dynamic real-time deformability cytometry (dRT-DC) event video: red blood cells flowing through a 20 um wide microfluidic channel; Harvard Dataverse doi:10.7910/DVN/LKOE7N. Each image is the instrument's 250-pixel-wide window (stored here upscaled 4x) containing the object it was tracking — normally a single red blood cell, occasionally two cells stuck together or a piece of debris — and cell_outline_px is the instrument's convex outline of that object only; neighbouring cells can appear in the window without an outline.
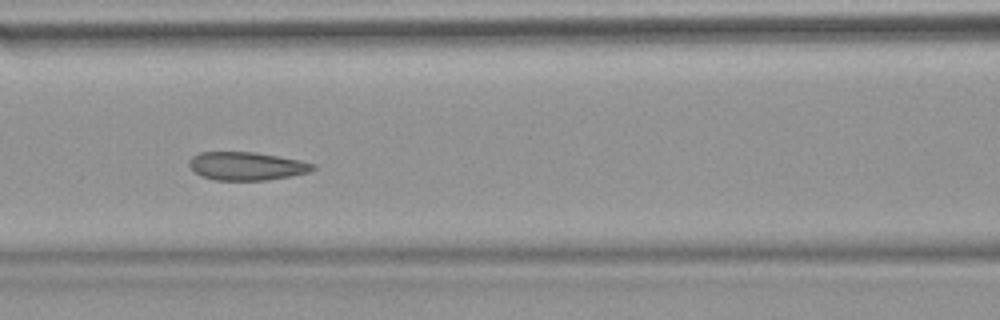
{"species": "common noctule bat (a hibernating species)", "species_latin": "Nyctalus noctula", "temperature_condition": "warm", "stored_images_in_passage": 54, "camera_frame_rate_fps": 3000, "um_per_image_px": 0.085, "animal": {"sex": "female", "body_mass_g": 18.4}, "frame": {"image": 1, "passage_image": 24, "time_ms": 7.667, "image_size_px": [1000, 320], "cell_outline_px": [[316, 168], [308, 172], [292, 176], [264, 180], [216, 180], [200, 176], [188, 164], [188, 160], [192, 156], [200, 152], [256, 152], [300, 160], [316, 164]], "centroid_in_image_um": [20.96, 14.11], "position_along_channel_um": 145.6, "area_um2": 20.4}, "authors_computed_cell_mechanics": {"area_um2": 21.9062, "velocity_mm_per_s": 3.7985, "shape_relaxation_time_tau1_ms": 7.6652, "shape_relaxation_time_tau2_ms": 2.2322, "deformation_change_tau1": 0.1199, "deformation_change_tau2": 0.0536}}